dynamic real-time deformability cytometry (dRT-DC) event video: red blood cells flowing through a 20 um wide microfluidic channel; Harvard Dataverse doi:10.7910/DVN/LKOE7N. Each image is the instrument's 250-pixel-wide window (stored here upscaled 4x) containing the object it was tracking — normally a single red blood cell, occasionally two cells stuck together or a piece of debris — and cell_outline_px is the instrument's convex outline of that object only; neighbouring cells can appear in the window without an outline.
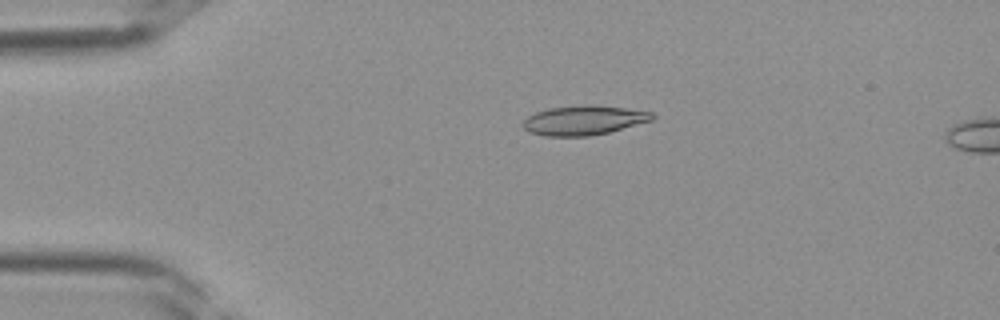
{"species": "Egyptian fruit bat (a non-hibernating species)", "species_latin": "Rousettus aegyptiacus", "temperature_condition": "room temperature", "stored_images_in_passage": 11, "camera_frame_rate_fps": 3000, "um_per_image_px": 0.085, "frame": {"image": 1, "passage_image": 8, "time_ms": 2.333, "image_size_px": [1000, 320], "cell_outline_px": [[656, 116], [652, 120], [608, 132], [588, 136], [544, 136], [528, 132], [524, 128], [524, 120], [528, 116], [536, 112], [548, 108], [580, 104], [592, 104], [624, 108], [652, 112]], "centroid_in_image_um": [49.6, 10.21], "position_along_channel_um": 35.4, "area_um2": 22.2}}